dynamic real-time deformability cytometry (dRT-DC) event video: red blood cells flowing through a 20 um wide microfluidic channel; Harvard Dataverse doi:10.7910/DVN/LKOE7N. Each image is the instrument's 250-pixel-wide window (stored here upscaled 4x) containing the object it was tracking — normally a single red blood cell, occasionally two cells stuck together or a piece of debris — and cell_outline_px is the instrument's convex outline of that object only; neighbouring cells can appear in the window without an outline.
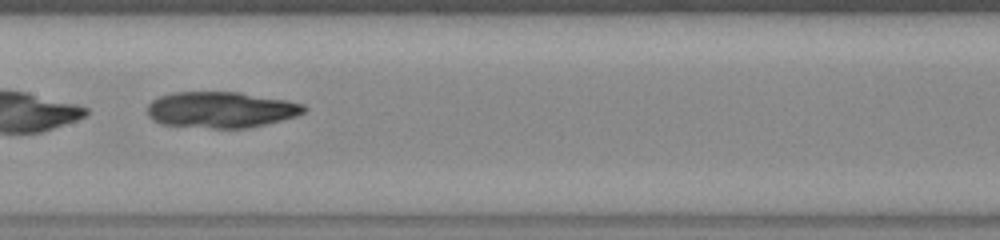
{"species": "common noctule bat (a hibernating species)", "species_latin": "Nyctalus noctula", "temperature_condition": "warm", "stored_images_in_passage": 51, "camera_frame_rate_fps": 3000, "um_per_image_px": 0.085, "animal": {"sex": "female", "body_mass_g": 23.0, "forearm_length_mm": 53.4}, "frame": {"image": 1, "passage_image": 26, "time_ms": 8.333, "image_size_px": [1000, 240], "cell_outline_px": [[308, 108], [304, 112], [296, 116], [264, 124], [244, 128], [212, 128], [164, 124], [152, 120], [148, 116], [148, 104], [152, 100], [160, 96], [172, 92], [240, 92], [288, 100], [304, 104]], "centroid_in_image_um": [18.79, 9.31], "position_along_channel_um": 188.6, "area_um2": 32.89}}
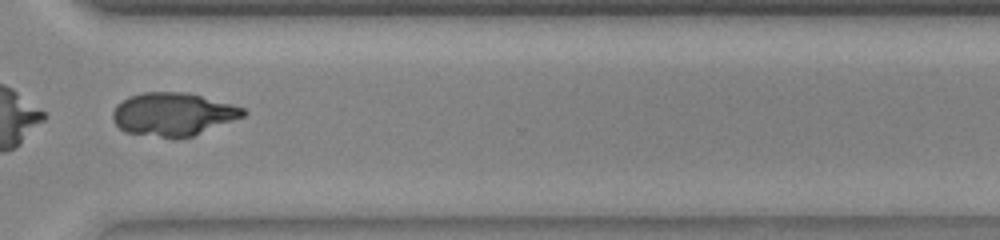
{"frame": {"image": 2, "passage_image": 39, "time_ms": 12.667, "image_size_px": [1000, 240], "cell_outline_px": [[248, 112], [244, 116], [192, 136], [160, 136], [124, 132], [112, 120], [112, 112], [116, 104], [128, 96], [144, 92], [184, 92], [232, 104], [244, 108]], "centroid_in_image_um": [14.67, 9.68], "position_along_channel_um": 355.9, "area_um2": 32.25}}